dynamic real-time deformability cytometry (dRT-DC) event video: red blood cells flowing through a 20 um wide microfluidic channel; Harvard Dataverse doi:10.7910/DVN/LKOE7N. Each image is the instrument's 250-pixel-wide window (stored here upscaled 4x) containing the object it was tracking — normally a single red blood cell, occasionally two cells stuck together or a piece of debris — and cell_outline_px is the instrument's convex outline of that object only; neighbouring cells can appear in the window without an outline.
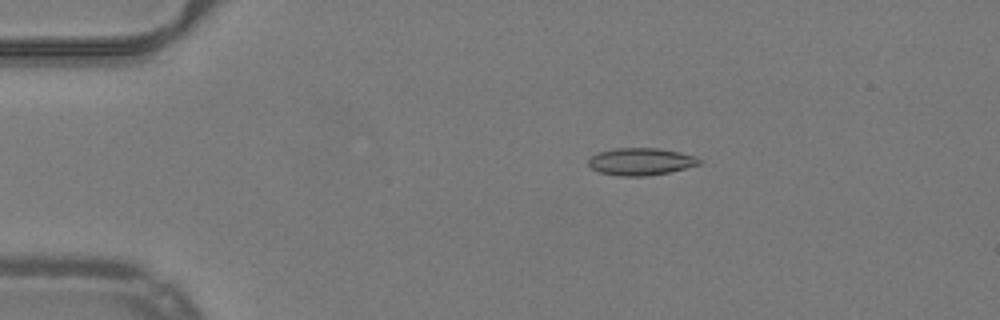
{"species": "common noctule bat (a hibernating species)", "species_latin": "Nyctalus noctula", "temperature_condition": "warm", "stored_images_in_passage": 53, "camera_frame_rate_fps": 3000, "um_per_image_px": 0.085, "animal": {"sex": "male", "body_mass_g": 19.2, "forearm_length_mm": 51.8}, "frame": {"image": 1, "passage_image": 11, "time_ms": 3.333, "image_size_px": [1000, 320], "cell_outline_px": [[700, 164], [668, 172], [644, 176], [620, 176], [600, 172], [592, 168], [588, 164], [588, 160], [592, 156], [600, 152], [616, 148], [656, 148], [680, 152], [696, 156], [700, 160]], "centroid_in_image_um": [54.46, 13.73], "position_along_channel_um": 30.5, "area_um2": 17.34}}
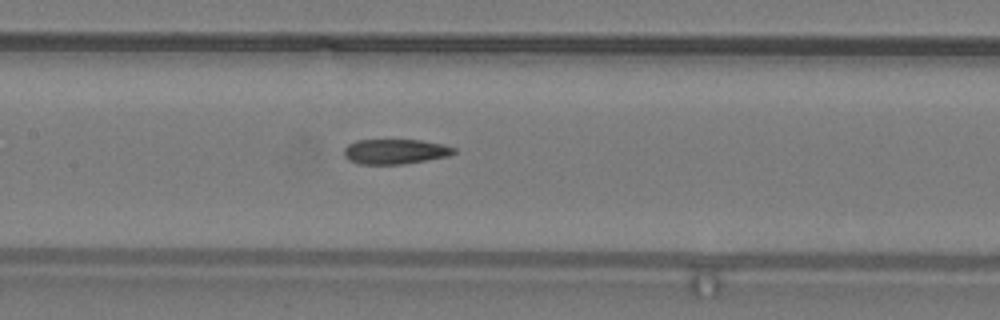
{"frame": {"image": 2, "passage_image": 26, "time_ms": 8.333, "image_size_px": [1000, 320], "cell_outline_px": [[456, 152], [448, 156], [400, 164], [360, 164], [348, 160], [344, 156], [344, 148], [348, 144], [356, 140], [420, 140], [444, 144], [456, 148]], "centroid_in_image_um": [33.57, 12.87], "position_along_channel_um": 173.8, "area_um2": 15.95}}
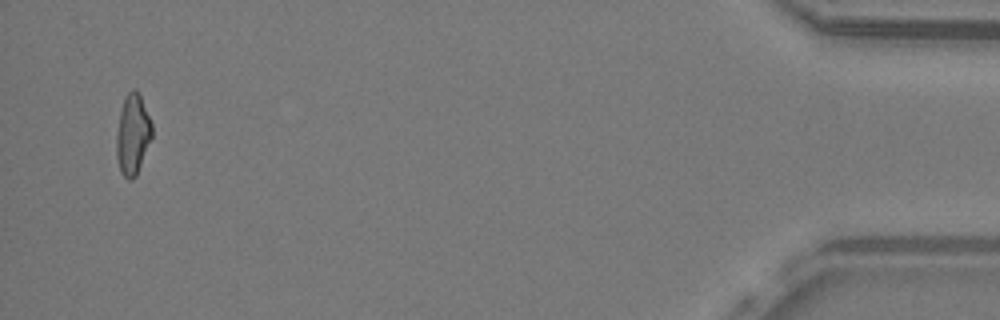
{"frame": {"image": 3, "passage_image": 51, "time_ms": 16.667, "image_size_px": [1000, 320], "cell_outline_px": [[152, 136], [136, 176], [132, 180], [128, 180], [120, 172], [116, 156], [116, 132], [120, 112], [124, 96], [132, 88], [136, 88], [140, 96], [152, 124]], "centroid_in_image_um": [11.26, 11.43], "position_along_channel_um": 423.9, "area_um2": 16.7}, "authors_computed_cell_mechanics": {"area_um2": 17.051, "velocity_mm_per_s": 4.0231, "shape_relaxation_time_tau1_ms": null, "shape_relaxation_time_tau2_ms": 4.0944, "deformation_change_tau1": null, "deformation_change_tau2": 0.1321}}